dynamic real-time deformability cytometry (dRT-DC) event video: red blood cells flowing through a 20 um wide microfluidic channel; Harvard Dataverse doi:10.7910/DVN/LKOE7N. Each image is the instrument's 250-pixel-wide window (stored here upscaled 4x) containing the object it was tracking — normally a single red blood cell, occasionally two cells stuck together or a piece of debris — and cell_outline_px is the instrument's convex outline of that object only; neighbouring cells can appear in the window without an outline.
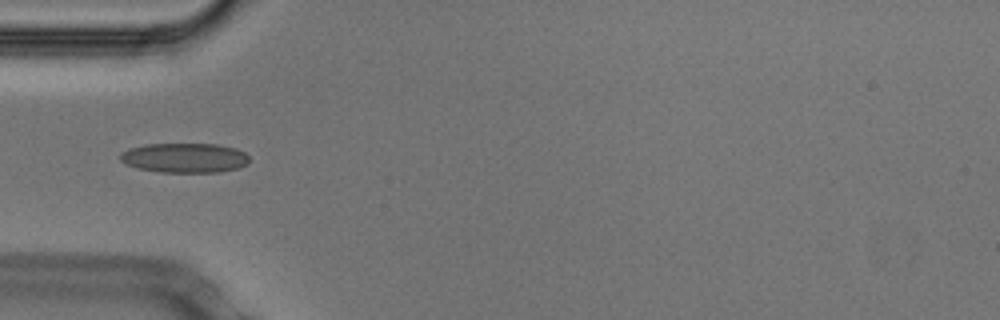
{"species": "Egyptian fruit bat (a non-hibernating species)", "species_latin": "Rousettus aegyptiacus", "temperature_condition": "cold", "stored_images_in_passage": 37, "camera_frame_rate_fps": 3000, "um_per_image_px": 0.085, "animal": {"sex": "male"}, "frame": {"image": 1, "passage_image": 1, "time_ms": 0.0, "image_size_px": [1000, 320], "cell_outline_px": [[248, 164], [236, 168], [220, 172], [160, 172], [136, 168], [124, 164], [120, 160], [120, 152], [128, 148], [144, 144], [216, 144], [236, 148], [244, 152], [248, 156]], "centroid_in_image_um": [15.64, 13.41], "position_along_channel_um": 69.4, "area_um2": 22.48}}
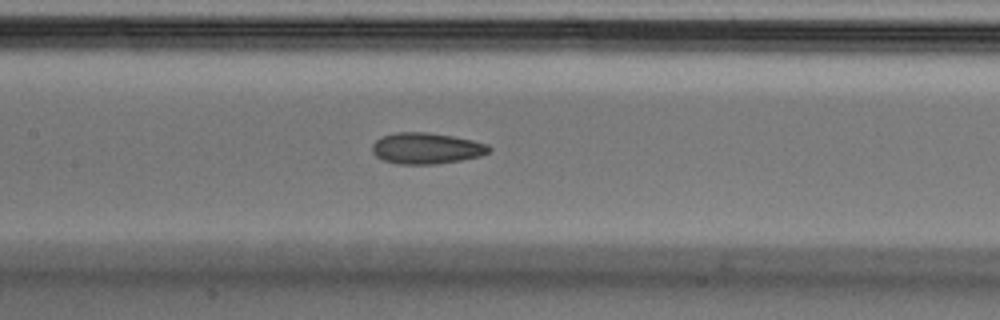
{"frame": {"image": 2, "passage_image": 9, "time_ms": 2.667, "image_size_px": [1000, 320], "cell_outline_px": [[492, 148], [488, 152], [480, 156], [460, 160], [436, 164], [396, 164], [384, 160], [376, 156], [372, 152], [372, 144], [380, 136], [396, 132], [428, 132], [452, 136], [472, 140], [488, 144]], "centroid_in_image_um": [36.22, 12.6], "position_along_channel_um": 171.2, "area_um2": 21.27}}
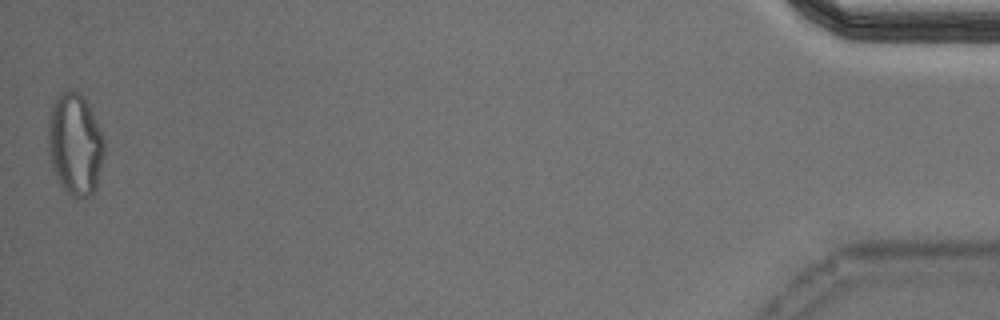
{"frame": {"image": 3, "passage_image": 37, "time_ms": 12.0, "image_size_px": [1000, 320], "cell_outline_px": [[104, 156], [96, 188], [92, 196], [76, 200], [60, 184], [52, 168], [48, 152], [48, 116], [52, 104], [56, 96], [60, 92], [68, 88], [80, 92], [84, 96], [104, 136]], "centroid_in_image_um": [6.38, 12.24], "position_along_channel_um": 428.8, "area_um2": 34.1}, "authors_computed_cell_mechanics": {"area_um2": 21.4438, "velocity_mm_per_s": 3.7659, "shape_relaxation_time_tau1_ms": null, "shape_relaxation_time_tau2_ms": 2.2659, "deformation_change_tau1": null, "deformation_change_tau2": 0.0889}}